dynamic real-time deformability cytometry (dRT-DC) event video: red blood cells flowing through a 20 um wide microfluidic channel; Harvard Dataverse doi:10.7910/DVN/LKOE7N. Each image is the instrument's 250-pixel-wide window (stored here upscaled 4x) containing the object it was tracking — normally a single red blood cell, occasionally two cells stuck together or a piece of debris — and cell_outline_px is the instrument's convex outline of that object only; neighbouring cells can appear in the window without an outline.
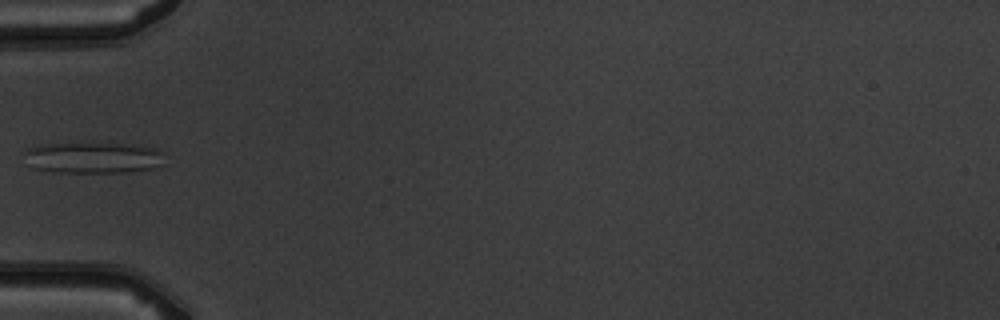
{"species": "common noctule bat (a hibernating species)", "species_latin": "Nyctalus noctula", "temperature_condition": "warm", "stored_images_in_passage": 6, "camera_frame_rate_fps": 3000, "um_per_image_px": 0.085, "animal": {"sex": "male", "body_mass_g": 19.5, "forearm_length_mm": 54.6}, "frame": {"image": 1, "passage_image": 6, "time_ms": 5.667, "image_size_px": [1000, 320], "cell_outline_px": [[164, 164], [152, 168], [124, 172], [52, 172], [32, 168], [24, 152], [28, 148], [36, 144], [92, 140], [132, 144], [156, 148], [160, 152]], "centroid_in_image_um": [7.86, 13.34], "position_along_channel_um": 77.1, "area_um2": 26.59}}